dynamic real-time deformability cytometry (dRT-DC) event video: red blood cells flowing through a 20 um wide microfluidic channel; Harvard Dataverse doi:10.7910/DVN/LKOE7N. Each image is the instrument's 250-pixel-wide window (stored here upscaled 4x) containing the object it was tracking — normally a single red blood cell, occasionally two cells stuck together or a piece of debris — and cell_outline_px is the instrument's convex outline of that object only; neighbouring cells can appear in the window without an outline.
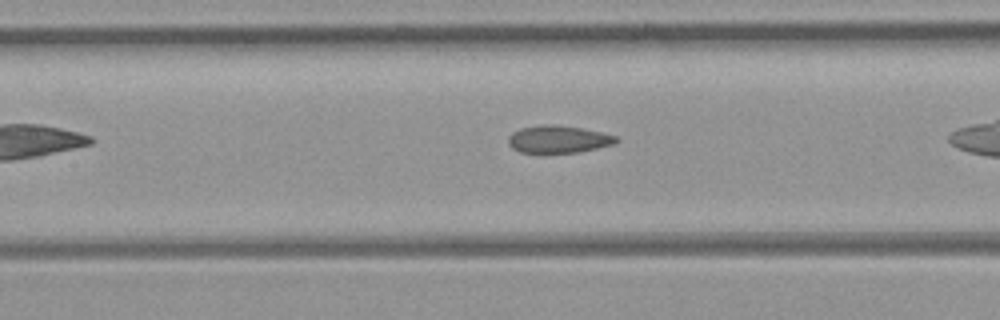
{"species": "common noctule bat (a hibernating species)", "species_latin": "Nyctalus noctula", "temperature_condition": "room temperature", "stored_images_in_passage": 22, "camera_frame_rate_fps": 3000, "um_per_image_px": 0.085, "animal": {"sex": "female", "body_mass_g": 21.9}, "frame": {"image": 1, "passage_image": 7, "time_ms": 2.0, "image_size_px": [1000, 320], "cell_outline_px": [[620, 140], [612, 144], [580, 152], [536, 156], [520, 152], [512, 148], [508, 144], [508, 136], [512, 132], [520, 128], [544, 124], [580, 128], [600, 132], [616, 136]], "centroid_in_image_um": [47.37, 11.89], "position_along_channel_um": 160.0, "area_um2": 17.8}}
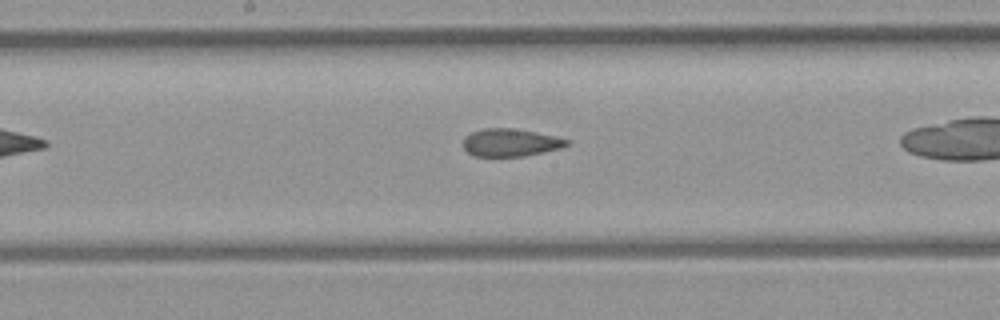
{"frame": {"image": 2, "passage_image": 10, "time_ms": 3.0, "image_size_px": [1000, 320], "cell_outline_px": [[572, 140], [568, 144], [560, 148], [524, 156], [476, 156], [468, 152], [464, 148], [464, 136], [472, 132], [484, 128], [516, 128], [556, 136]], "centroid_in_image_um": [43.41, 12.1], "position_along_channel_um": 204.8, "area_um2": 16.7}}
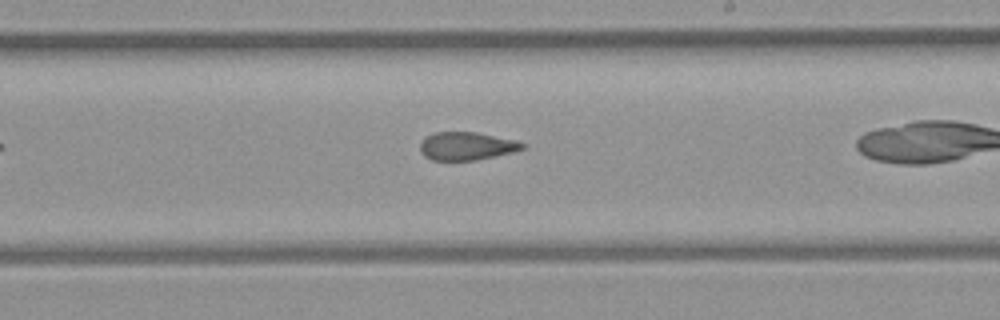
{"frame": {"image": 3, "passage_image": 13, "time_ms": 4.0, "image_size_px": [1000, 320], "cell_outline_px": [[524, 148], [512, 152], [476, 160], [432, 160], [424, 156], [420, 152], [420, 144], [424, 136], [432, 132], [476, 132], [516, 140], [524, 144]], "centroid_in_image_um": [39.6, 12.41], "position_along_channel_um": 249.4, "area_um2": 16.76}}